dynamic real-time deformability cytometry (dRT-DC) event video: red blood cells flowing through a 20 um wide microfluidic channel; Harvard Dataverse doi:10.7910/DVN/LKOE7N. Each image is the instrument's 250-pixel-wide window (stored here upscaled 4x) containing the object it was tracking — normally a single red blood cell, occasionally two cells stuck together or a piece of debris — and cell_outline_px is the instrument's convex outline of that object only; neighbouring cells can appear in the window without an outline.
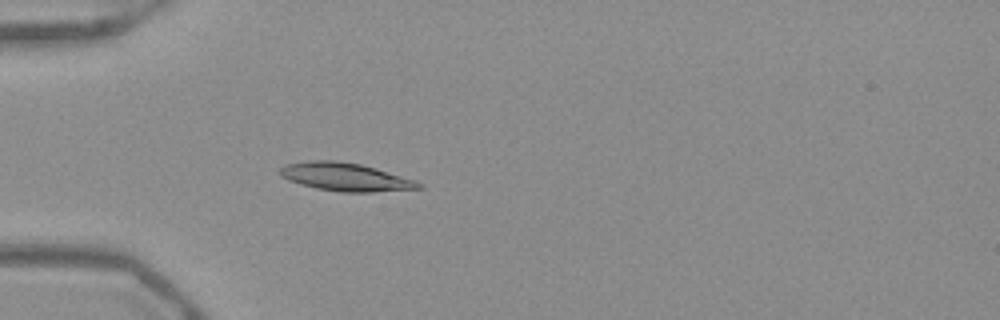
{"species": "Egyptian fruit bat (a non-hibernating species)", "species_latin": "Rousettus aegyptiacus", "temperature_condition": "warm", "stored_images_in_passage": 53, "camera_frame_rate_fps": 3000, "um_per_image_px": 0.085, "frame": {"image": 1, "passage_image": 17, "time_ms": 5.333, "image_size_px": [1000, 320], "cell_outline_px": [[424, 188], [372, 192], [340, 192], [316, 188], [300, 184], [288, 180], [280, 176], [276, 172], [284, 164], [312, 160], [332, 160], [360, 164], [376, 168], [416, 180], [424, 184]], "centroid_in_image_um": [29.35, 15.04], "position_along_channel_um": 55.7, "area_um2": 22.95}}
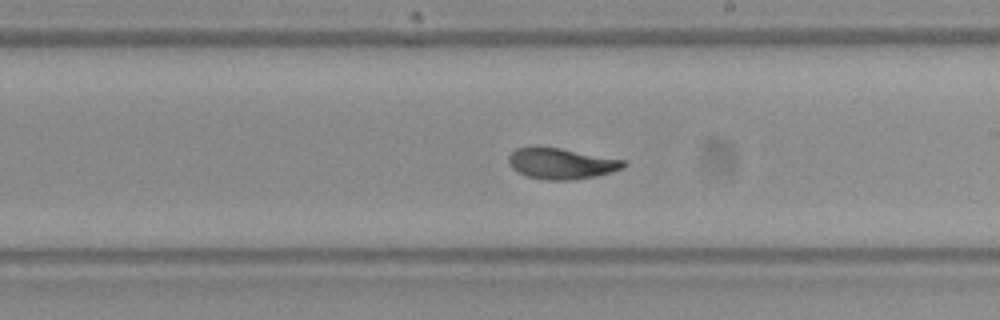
{"frame": {"image": 2, "passage_image": 32, "time_ms": 10.333, "image_size_px": [1000, 320], "cell_outline_px": [[628, 164], [624, 168], [612, 172], [596, 176], [572, 180], [544, 180], [528, 176], [516, 172], [508, 164], [508, 156], [516, 148], [560, 148], [628, 160]], "centroid_in_image_um": [47.77, 13.92], "position_along_channel_um": 241.2, "area_um2": 20.81}}
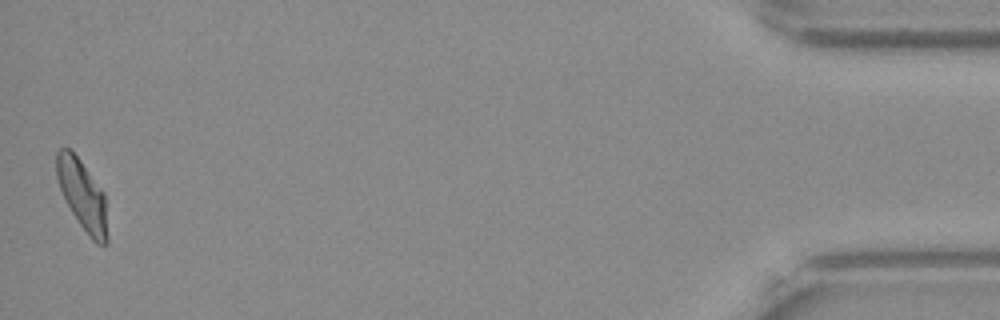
{"frame": {"image": 3, "passage_image": 53, "time_ms": 17.333, "image_size_px": [1000, 320], "cell_outline_px": [[108, 244], [96, 244], [88, 236], [72, 212], [60, 188], [56, 176], [56, 152], [60, 148], [68, 148], [80, 160], [104, 192], [108, 236]], "centroid_in_image_um": [7.02, 16.6], "position_along_channel_um": 428.2, "area_um2": 20.58}, "authors_computed_cell_mechanics": {"area_um2": 20.9814, "velocity_mm_per_s": 3.8969, "shape_relaxation_time_tau1_ms": 7.0134, "shape_relaxation_time_tau2_ms": 1.5358, "deformation_change_tau1": 0.1952, "deformation_change_tau2": 0.0547}}